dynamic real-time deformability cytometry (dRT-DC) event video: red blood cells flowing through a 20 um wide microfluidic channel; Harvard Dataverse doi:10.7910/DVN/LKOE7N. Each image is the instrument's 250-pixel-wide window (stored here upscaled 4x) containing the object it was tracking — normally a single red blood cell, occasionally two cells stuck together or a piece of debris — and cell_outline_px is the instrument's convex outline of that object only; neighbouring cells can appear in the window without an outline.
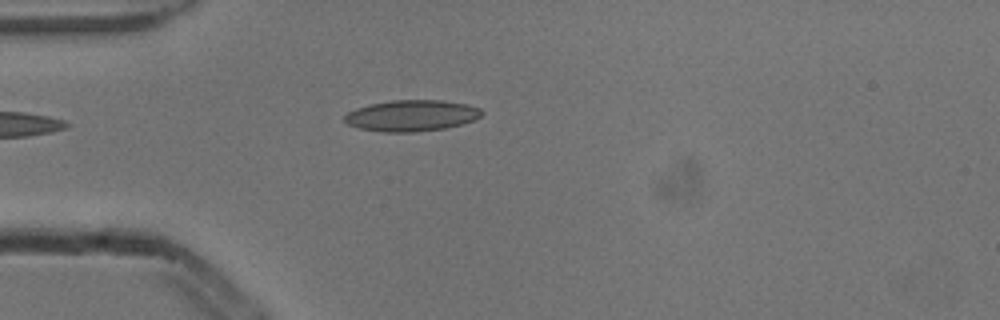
{"species": "common noctule bat (a hibernating species)", "species_latin": "Nyctalus noctula", "temperature_condition": "cold", "stored_images_in_passage": 5, "camera_frame_rate_fps": 3000, "um_per_image_px": 0.085, "animal": {"sex": "male", "body_mass_g": 13.3}, "frame": {"image": 1, "passage_image": 5, "time_ms": 1.333, "image_size_px": [1000, 320], "cell_outline_px": [[484, 112], [480, 116], [472, 120], [460, 124], [444, 128], [416, 132], [380, 132], [360, 128], [348, 124], [344, 120], [344, 116], [348, 112], [356, 108], [368, 104], [392, 100], [444, 100], [464, 104], [480, 108]], "centroid_in_image_um": [34.95, 9.82], "position_along_channel_um": 50.1, "area_um2": 24.85}}